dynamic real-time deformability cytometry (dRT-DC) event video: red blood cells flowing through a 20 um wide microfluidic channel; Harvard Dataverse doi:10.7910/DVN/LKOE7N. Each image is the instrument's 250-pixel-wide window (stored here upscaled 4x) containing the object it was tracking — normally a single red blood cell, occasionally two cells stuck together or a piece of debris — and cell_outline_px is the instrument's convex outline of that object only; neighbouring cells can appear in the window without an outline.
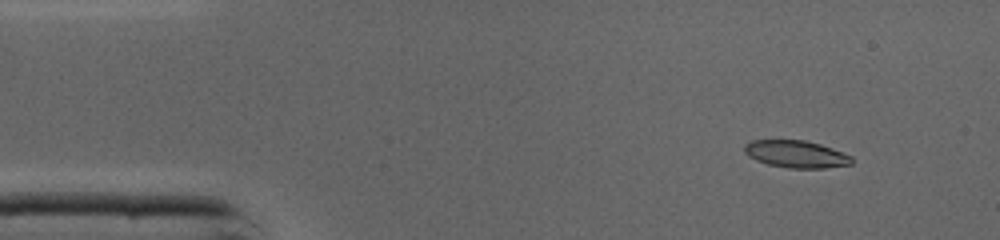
{"species": "common noctule bat (a hibernating species)", "species_latin": "Nyctalus noctula", "temperature_condition": "cold", "stored_images_in_passage": 43, "segment_of_instrument_passage": [1, 2], "camera_frame_rate_fps": 3000, "um_per_image_px": 0.085, "animal": {"sex": "male", "body_mass_g": 19.0, "forearm_length_mm": 50.8}, "frame": {"image": 1, "passage_image": 1, "time_ms": 0.0, "image_size_px": [1000, 240], "cell_outline_px": [[852, 164], [824, 168], [788, 168], [768, 164], [756, 160], [748, 156], [744, 152], [744, 144], [752, 140], [804, 140], [820, 144], [844, 152], [852, 156]], "centroid_in_image_um": [67.67, 13.09], "position_along_channel_um": 17.3, "area_um2": 17.11}}
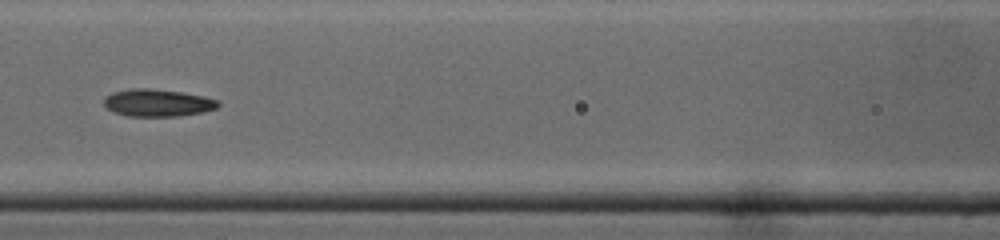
{"frame": {"image": 2, "passage_image": 16, "time_ms": 5.0, "image_size_px": [1000, 240], "cell_outline_px": [[220, 104], [216, 108], [200, 112], [176, 116], [128, 116], [116, 112], [108, 108], [104, 104], [104, 100], [112, 92], [132, 88], [148, 88], [180, 92], [204, 96], [220, 100]], "centroid_in_image_um": [13.42, 8.73], "position_along_channel_um": 153.2, "area_um2": 17.92}}
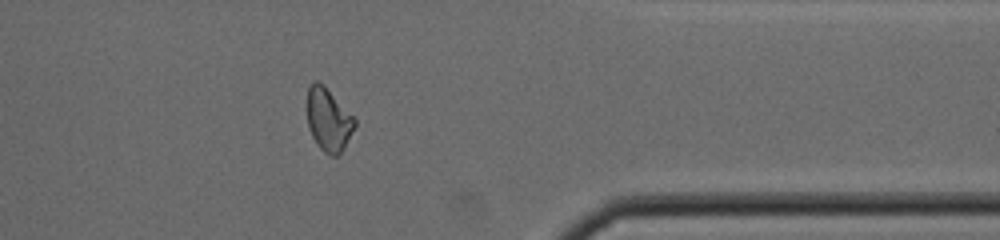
{"frame": {"image": 3, "passage_image": 33, "time_ms": 10.667, "image_size_px": [1000, 240], "cell_outline_px": [[356, 124], [344, 148], [336, 156], [328, 156], [316, 144], [308, 128], [308, 88], [316, 80], [324, 84], [356, 120]], "centroid_in_image_um": [27.91, 10.19], "position_along_channel_um": 383.5, "area_um2": 17.28}}